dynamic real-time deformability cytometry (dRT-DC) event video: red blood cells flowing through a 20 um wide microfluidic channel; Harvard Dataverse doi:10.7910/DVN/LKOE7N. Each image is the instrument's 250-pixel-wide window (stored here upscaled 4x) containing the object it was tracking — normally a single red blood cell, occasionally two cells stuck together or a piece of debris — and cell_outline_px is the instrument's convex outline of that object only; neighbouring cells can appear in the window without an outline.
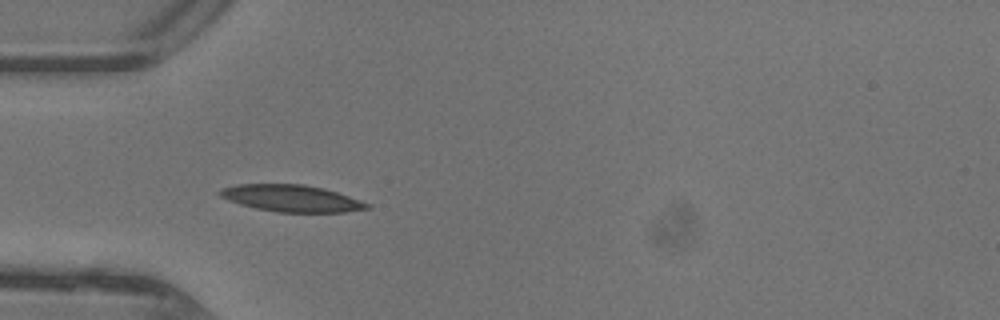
{"species": "common noctule bat (a hibernating species)", "species_latin": "Nyctalus noctula", "temperature_condition": "warm", "stored_images_in_passage": 33, "camera_frame_rate_fps": 3000, "um_per_image_px": 0.085, "animal": {"sex": "female"}, "frame": {"image": 1, "passage_image": 1, "time_ms": 0.0, "image_size_px": [1000, 320], "cell_outline_px": [[372, 208], [344, 212], [276, 212], [256, 208], [240, 204], [228, 200], [220, 196], [216, 192], [220, 188], [236, 184], [304, 184], [324, 188], [372, 204]], "centroid_in_image_um": [24.76, 16.85], "position_along_channel_um": 60.2, "area_um2": 23.12}}
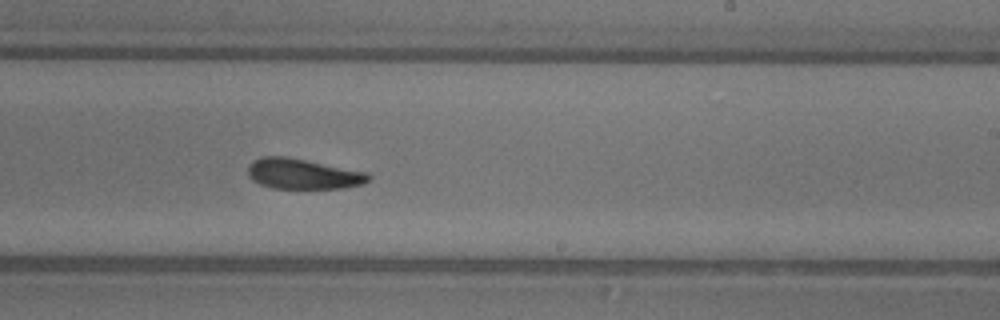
{"frame": {"image": 2, "passage_image": 15, "time_ms": 4.667, "image_size_px": [1000, 320], "cell_outline_px": [[372, 180], [364, 184], [344, 188], [272, 188], [260, 184], [252, 180], [248, 176], [248, 164], [264, 156], [288, 156], [368, 172], [372, 176]], "centroid_in_image_um": [25.8, 14.78], "position_along_channel_um": 263.2, "area_um2": 21.62}}
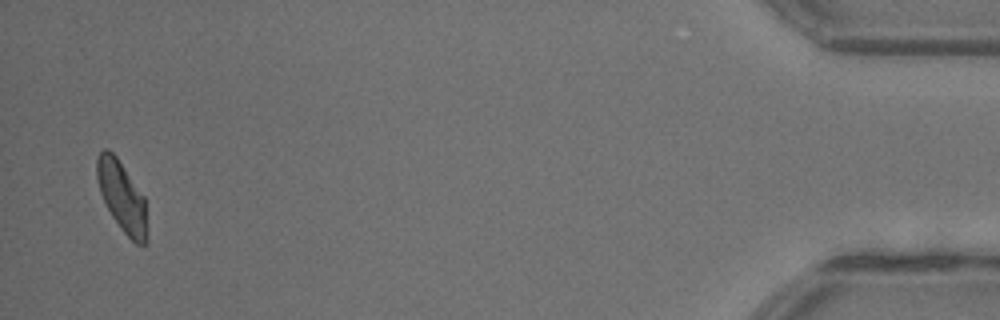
{"frame": {"image": 3, "passage_image": 32, "time_ms": 10.333, "image_size_px": [1000, 320], "cell_outline_px": [[148, 244], [136, 244], [120, 228], [112, 216], [100, 192], [96, 176], [96, 160], [100, 152], [104, 148], [108, 148], [116, 156], [144, 196], [148, 240]], "centroid_in_image_um": [10.37, 16.72], "position_along_channel_um": 424.8, "area_um2": 20.46}, "authors_computed_cell_mechanics": {"area_um2": 21.5594, "velocity_mm_per_s": 4.4204, "shape_relaxation_time_tau1_ms": 4.3063, "shape_relaxation_time_tau2_ms": 2.2669, "deformation_change_tau1": 0.1596, "deformation_change_tau2": 0.0938}}